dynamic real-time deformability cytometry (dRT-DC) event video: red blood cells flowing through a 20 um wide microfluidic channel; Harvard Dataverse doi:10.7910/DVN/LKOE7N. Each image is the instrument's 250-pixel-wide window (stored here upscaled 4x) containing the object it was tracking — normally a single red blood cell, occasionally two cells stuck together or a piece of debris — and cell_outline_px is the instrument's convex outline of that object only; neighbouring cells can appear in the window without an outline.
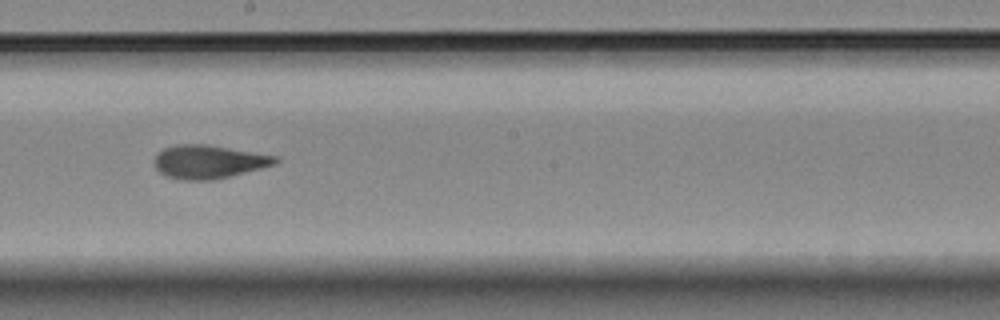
{"species": "Egyptian fruit bat (a non-hibernating species)", "species_latin": "Rousettus aegyptiacus", "temperature_condition": "room temperature", "stored_images_in_passage": 14, "camera_frame_rate_fps": 3000, "um_per_image_px": 0.085, "animal": {"sex": "female"}, "frame": {"image": 1, "passage_image": 8, "time_ms": 9.0, "image_size_px": [1000, 320], "cell_outline_px": [[280, 160], [276, 164], [212, 180], [184, 180], [168, 176], [160, 172], [156, 168], [156, 156], [164, 148], [176, 144], [208, 144], [276, 156]], "centroid_in_image_um": [17.75, 13.74], "position_along_channel_um": 230.5, "area_um2": 23.18}}
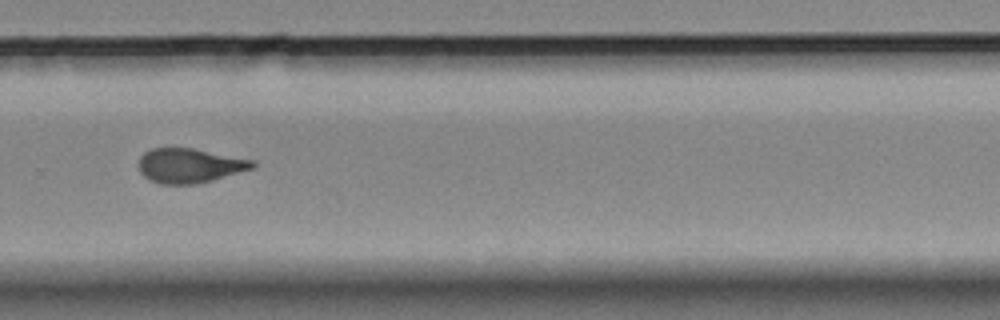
{"frame": {"image": 2, "passage_image": 10, "time_ms": 11.333, "image_size_px": [1000, 320], "cell_outline_px": [[256, 164], [252, 168], [212, 180], [196, 184], [160, 184], [148, 180], [140, 172], [136, 164], [140, 156], [144, 152], [152, 148], [192, 148], [256, 160]], "centroid_in_image_um": [16.07, 14.07], "position_along_channel_um": 313.7, "area_um2": 23.06}}
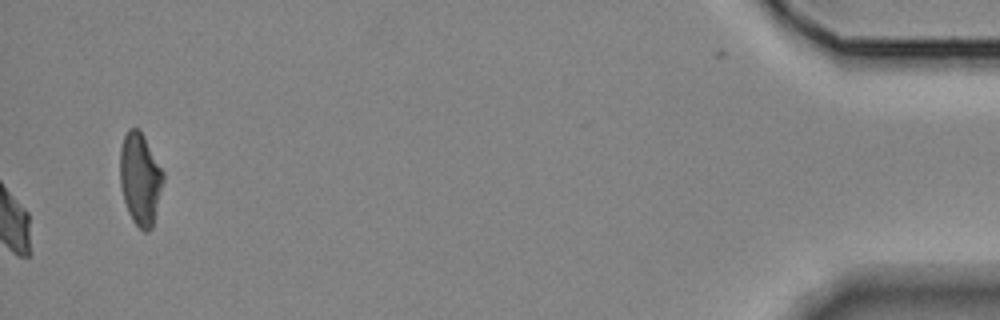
{"frame": {"image": 3, "passage_image": 14, "time_ms": 16.667, "image_size_px": [1000, 320], "cell_outline_px": [[164, 180], [152, 228], [148, 232], [144, 232], [132, 220], [128, 212], [124, 200], [120, 184], [120, 148], [124, 136], [128, 128], [140, 128], [164, 172]], "centroid_in_image_um": [11.91, 15.18], "position_along_channel_um": 423.3, "area_um2": 23.35}, "authors_computed_cell_mechanics": {"area_um2": 22.5709, "velocity_mm_per_s": 3.5693, "shape_relaxation_time_tau1_ms": 5.7601, "shape_relaxation_time_tau2_ms": 3.2033, "deformation_change_tau1": 0.228, "deformation_change_tau2": 0.1048}}